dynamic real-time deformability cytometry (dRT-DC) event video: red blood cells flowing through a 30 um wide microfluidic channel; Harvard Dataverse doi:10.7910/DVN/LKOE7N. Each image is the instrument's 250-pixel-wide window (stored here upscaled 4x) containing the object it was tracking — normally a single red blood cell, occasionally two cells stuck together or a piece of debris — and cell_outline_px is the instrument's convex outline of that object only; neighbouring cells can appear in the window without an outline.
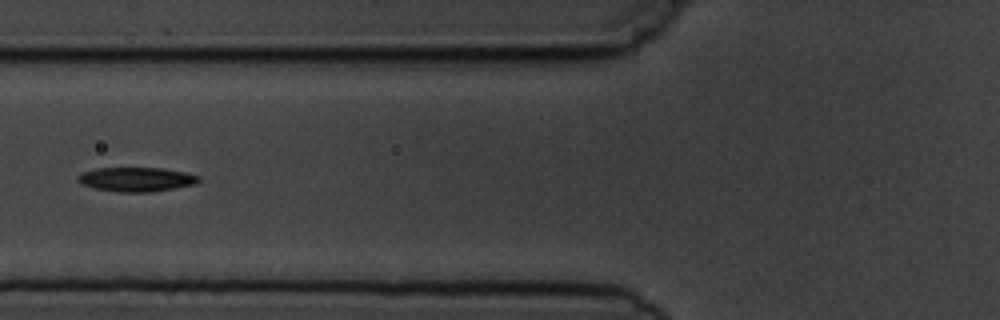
{"species": "common noctule bat (a hibernating species)", "species_latin": "Nyctalus noctula", "temperature_condition": "cold", "stored_images_in_passage": 6, "camera_frame_rate_fps": 3000, "um_per_image_px": 0.085, "animal": {"sex": "male", "body_mass_g": 19.5, "forearm_length_mm": 54.6}, "frame": {"image": 1, "passage_image": 6, "time_ms": 5.667, "image_size_px": [1000, 320], "cell_outline_px": [[200, 180], [196, 184], [152, 192], [116, 192], [96, 188], [80, 184], [76, 180], [76, 176], [80, 172], [96, 168], [160, 168], [184, 172], [200, 176]], "centroid_in_image_um": [11.54, 15.24], "position_along_channel_um": 114.3, "area_um2": 17.22}}